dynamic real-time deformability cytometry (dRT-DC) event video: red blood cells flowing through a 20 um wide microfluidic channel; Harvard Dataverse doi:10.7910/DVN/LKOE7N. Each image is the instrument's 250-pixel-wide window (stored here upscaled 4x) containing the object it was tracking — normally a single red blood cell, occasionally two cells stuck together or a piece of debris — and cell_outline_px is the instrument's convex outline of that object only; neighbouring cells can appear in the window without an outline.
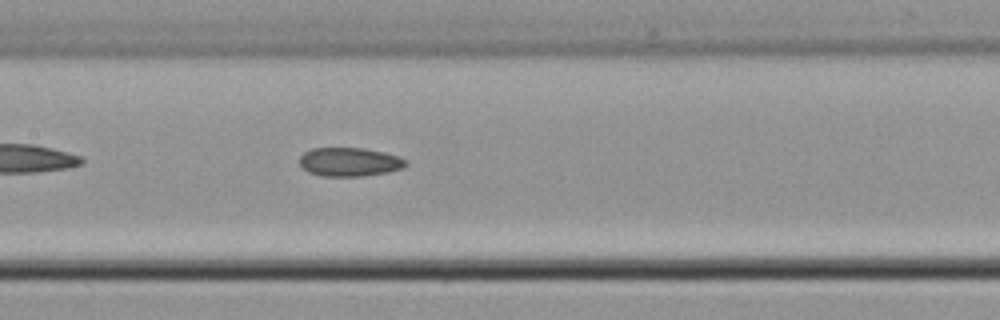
{"species": "common noctule bat (a hibernating species)", "species_latin": "Nyctalus noctula", "temperature_condition": "cold", "stored_images_in_passage": 40, "camera_frame_rate_fps": 3000, "um_per_image_px": 0.085, "animal": {"sex": "male", "body_mass_g": 21.5, "forearm_length_mm": 52.0}, "frame": {"image": 1, "passage_image": 12, "time_ms": 3.667, "image_size_px": [1000, 320], "cell_outline_px": [[408, 164], [404, 168], [388, 172], [364, 176], [320, 176], [308, 172], [300, 164], [300, 156], [304, 152], [312, 148], [364, 148], [384, 152], [400, 156], [408, 160]], "centroid_in_image_um": [29.75, 13.76], "position_along_channel_um": 177.6, "area_um2": 18.03}, "authors_computed_cell_mechanics": {"area_um2": 17.7446, "velocity_mm_per_s": 3.8348, "shape_relaxation_time_tau1_ms": null, "shape_relaxation_time_tau2_ms": 5.0979, "deformation_change_tau1": null, "deformation_change_tau2": 0.1088}}